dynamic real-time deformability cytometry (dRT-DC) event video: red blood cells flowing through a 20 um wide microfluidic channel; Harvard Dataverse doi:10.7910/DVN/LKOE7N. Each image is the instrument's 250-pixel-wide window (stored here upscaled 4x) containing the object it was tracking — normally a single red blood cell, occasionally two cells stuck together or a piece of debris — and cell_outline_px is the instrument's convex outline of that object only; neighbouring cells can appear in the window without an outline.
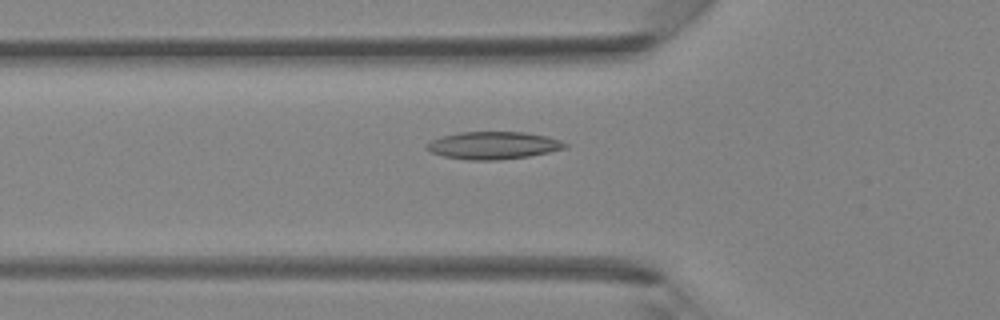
{"species": "Egyptian fruit bat (a non-hibernating species)", "species_latin": "Rousettus aegyptiacus", "temperature_condition": "room temperature", "stored_images_in_passage": 40, "camera_frame_rate_fps": 3000, "um_per_image_px": 0.085, "animal": {"sex": "female"}, "frame": {"image": 1, "passage_image": 15, "time_ms": 4.667, "image_size_px": [1000, 320], "cell_outline_px": [[568, 144], [564, 148], [548, 152], [528, 156], [500, 160], [464, 160], [444, 156], [432, 152], [428, 148], [428, 144], [432, 140], [444, 136], [460, 132], [524, 132], [544, 136], [560, 140]], "centroid_in_image_um": [41.94, 12.36], "position_along_channel_um": 83.9, "area_um2": 21.79}}
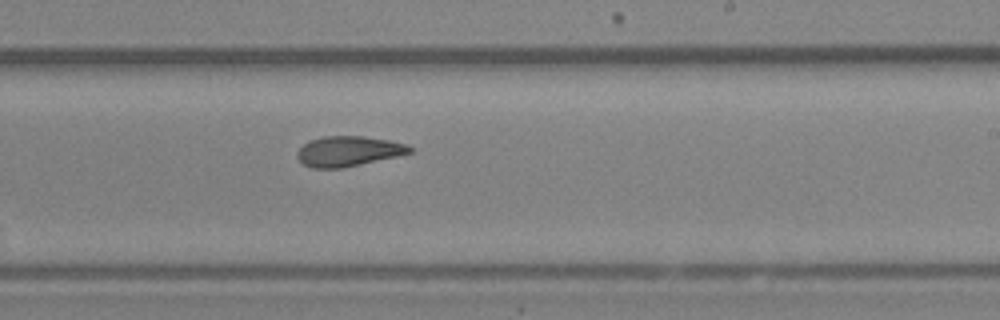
{"frame": {"image": 2, "passage_image": 26, "time_ms": 8.333, "image_size_px": [1000, 320], "cell_outline_px": [[412, 152], [396, 156], [344, 168], [312, 168], [304, 164], [296, 156], [296, 152], [308, 140], [324, 136], [364, 136], [388, 140], [404, 144], [412, 148]], "centroid_in_image_um": [29.57, 12.85], "position_along_channel_um": 259.4, "area_um2": 19.65}}
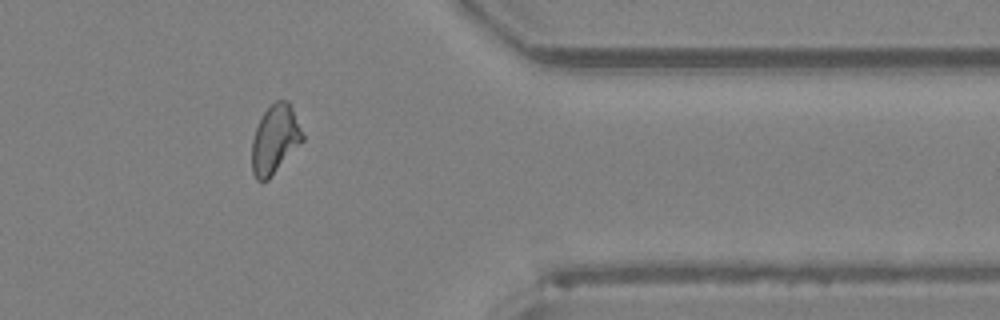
{"frame": {"image": 3, "passage_image": 35, "time_ms": 11.333, "image_size_px": [1000, 320], "cell_outline_px": [[304, 140], [268, 180], [256, 180], [252, 172], [252, 140], [256, 128], [264, 112], [276, 100], [288, 100], [292, 108], [304, 136]], "centroid_in_image_um": [23.37, 11.85], "position_along_channel_um": 388.0, "area_um2": 20.06}}